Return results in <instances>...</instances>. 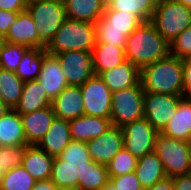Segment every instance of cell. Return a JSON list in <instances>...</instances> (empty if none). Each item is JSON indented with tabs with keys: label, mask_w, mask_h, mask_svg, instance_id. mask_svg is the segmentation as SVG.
Returning a JSON list of instances; mask_svg holds the SVG:
<instances>
[{
	"label": "cell",
	"mask_w": 191,
	"mask_h": 190,
	"mask_svg": "<svg viewBox=\"0 0 191 190\" xmlns=\"http://www.w3.org/2000/svg\"><path fill=\"white\" fill-rule=\"evenodd\" d=\"M101 190H119L117 187L109 181Z\"/></svg>",
	"instance_id": "cell-47"
},
{
	"label": "cell",
	"mask_w": 191,
	"mask_h": 190,
	"mask_svg": "<svg viewBox=\"0 0 191 190\" xmlns=\"http://www.w3.org/2000/svg\"><path fill=\"white\" fill-rule=\"evenodd\" d=\"M90 157L96 163L107 165L124 147L121 127L111 125L104 133L86 142Z\"/></svg>",
	"instance_id": "cell-13"
},
{
	"label": "cell",
	"mask_w": 191,
	"mask_h": 190,
	"mask_svg": "<svg viewBox=\"0 0 191 190\" xmlns=\"http://www.w3.org/2000/svg\"><path fill=\"white\" fill-rule=\"evenodd\" d=\"M144 92L183 96L184 80L182 59L169 54L140 70Z\"/></svg>",
	"instance_id": "cell-2"
},
{
	"label": "cell",
	"mask_w": 191,
	"mask_h": 190,
	"mask_svg": "<svg viewBox=\"0 0 191 190\" xmlns=\"http://www.w3.org/2000/svg\"><path fill=\"white\" fill-rule=\"evenodd\" d=\"M125 57L140 70L170 54V44L150 21L142 22L129 36Z\"/></svg>",
	"instance_id": "cell-1"
},
{
	"label": "cell",
	"mask_w": 191,
	"mask_h": 190,
	"mask_svg": "<svg viewBox=\"0 0 191 190\" xmlns=\"http://www.w3.org/2000/svg\"><path fill=\"white\" fill-rule=\"evenodd\" d=\"M27 0H0V9L13 12H22L27 10Z\"/></svg>",
	"instance_id": "cell-42"
},
{
	"label": "cell",
	"mask_w": 191,
	"mask_h": 190,
	"mask_svg": "<svg viewBox=\"0 0 191 190\" xmlns=\"http://www.w3.org/2000/svg\"><path fill=\"white\" fill-rule=\"evenodd\" d=\"M27 145L21 115L10 109L0 118V147Z\"/></svg>",
	"instance_id": "cell-27"
},
{
	"label": "cell",
	"mask_w": 191,
	"mask_h": 190,
	"mask_svg": "<svg viewBox=\"0 0 191 190\" xmlns=\"http://www.w3.org/2000/svg\"><path fill=\"white\" fill-rule=\"evenodd\" d=\"M90 160L86 142L72 140L58 157H54L50 180L59 189L82 190V173Z\"/></svg>",
	"instance_id": "cell-3"
},
{
	"label": "cell",
	"mask_w": 191,
	"mask_h": 190,
	"mask_svg": "<svg viewBox=\"0 0 191 190\" xmlns=\"http://www.w3.org/2000/svg\"><path fill=\"white\" fill-rule=\"evenodd\" d=\"M7 43L6 38L3 34L0 33V51L4 47V45Z\"/></svg>",
	"instance_id": "cell-48"
},
{
	"label": "cell",
	"mask_w": 191,
	"mask_h": 190,
	"mask_svg": "<svg viewBox=\"0 0 191 190\" xmlns=\"http://www.w3.org/2000/svg\"><path fill=\"white\" fill-rule=\"evenodd\" d=\"M68 85L81 86L95 75L92 52L71 50L55 55Z\"/></svg>",
	"instance_id": "cell-12"
},
{
	"label": "cell",
	"mask_w": 191,
	"mask_h": 190,
	"mask_svg": "<svg viewBox=\"0 0 191 190\" xmlns=\"http://www.w3.org/2000/svg\"><path fill=\"white\" fill-rule=\"evenodd\" d=\"M31 190H60L50 179L36 181Z\"/></svg>",
	"instance_id": "cell-45"
},
{
	"label": "cell",
	"mask_w": 191,
	"mask_h": 190,
	"mask_svg": "<svg viewBox=\"0 0 191 190\" xmlns=\"http://www.w3.org/2000/svg\"><path fill=\"white\" fill-rule=\"evenodd\" d=\"M35 182L36 180L20 165L4 172L0 190H31Z\"/></svg>",
	"instance_id": "cell-33"
},
{
	"label": "cell",
	"mask_w": 191,
	"mask_h": 190,
	"mask_svg": "<svg viewBox=\"0 0 191 190\" xmlns=\"http://www.w3.org/2000/svg\"><path fill=\"white\" fill-rule=\"evenodd\" d=\"M51 103L42 84L35 79L24 82L21 97L14 110L19 115H24L51 106Z\"/></svg>",
	"instance_id": "cell-23"
},
{
	"label": "cell",
	"mask_w": 191,
	"mask_h": 190,
	"mask_svg": "<svg viewBox=\"0 0 191 190\" xmlns=\"http://www.w3.org/2000/svg\"><path fill=\"white\" fill-rule=\"evenodd\" d=\"M55 117L52 106L21 115L27 145H37L49 130Z\"/></svg>",
	"instance_id": "cell-17"
},
{
	"label": "cell",
	"mask_w": 191,
	"mask_h": 190,
	"mask_svg": "<svg viewBox=\"0 0 191 190\" xmlns=\"http://www.w3.org/2000/svg\"><path fill=\"white\" fill-rule=\"evenodd\" d=\"M95 75L113 69L126 61L124 48L108 43H95L92 50Z\"/></svg>",
	"instance_id": "cell-25"
},
{
	"label": "cell",
	"mask_w": 191,
	"mask_h": 190,
	"mask_svg": "<svg viewBox=\"0 0 191 190\" xmlns=\"http://www.w3.org/2000/svg\"><path fill=\"white\" fill-rule=\"evenodd\" d=\"M158 0H106V5L116 11L132 12L143 22L150 21Z\"/></svg>",
	"instance_id": "cell-29"
},
{
	"label": "cell",
	"mask_w": 191,
	"mask_h": 190,
	"mask_svg": "<svg viewBox=\"0 0 191 190\" xmlns=\"http://www.w3.org/2000/svg\"><path fill=\"white\" fill-rule=\"evenodd\" d=\"M60 190H79L78 188L60 189Z\"/></svg>",
	"instance_id": "cell-51"
},
{
	"label": "cell",
	"mask_w": 191,
	"mask_h": 190,
	"mask_svg": "<svg viewBox=\"0 0 191 190\" xmlns=\"http://www.w3.org/2000/svg\"><path fill=\"white\" fill-rule=\"evenodd\" d=\"M27 145L0 147V169L4 172L22 165Z\"/></svg>",
	"instance_id": "cell-37"
},
{
	"label": "cell",
	"mask_w": 191,
	"mask_h": 190,
	"mask_svg": "<svg viewBox=\"0 0 191 190\" xmlns=\"http://www.w3.org/2000/svg\"><path fill=\"white\" fill-rule=\"evenodd\" d=\"M181 95L144 93V117L161 133L177 110Z\"/></svg>",
	"instance_id": "cell-11"
},
{
	"label": "cell",
	"mask_w": 191,
	"mask_h": 190,
	"mask_svg": "<svg viewBox=\"0 0 191 190\" xmlns=\"http://www.w3.org/2000/svg\"><path fill=\"white\" fill-rule=\"evenodd\" d=\"M37 79L51 101L68 86L58 58L46 51L43 53V62Z\"/></svg>",
	"instance_id": "cell-16"
},
{
	"label": "cell",
	"mask_w": 191,
	"mask_h": 190,
	"mask_svg": "<svg viewBox=\"0 0 191 190\" xmlns=\"http://www.w3.org/2000/svg\"><path fill=\"white\" fill-rule=\"evenodd\" d=\"M124 147L137 159L154 151L155 140L159 134L143 117L121 127Z\"/></svg>",
	"instance_id": "cell-9"
},
{
	"label": "cell",
	"mask_w": 191,
	"mask_h": 190,
	"mask_svg": "<svg viewBox=\"0 0 191 190\" xmlns=\"http://www.w3.org/2000/svg\"><path fill=\"white\" fill-rule=\"evenodd\" d=\"M134 30L135 29L96 27L95 43H108L125 49L127 36Z\"/></svg>",
	"instance_id": "cell-35"
},
{
	"label": "cell",
	"mask_w": 191,
	"mask_h": 190,
	"mask_svg": "<svg viewBox=\"0 0 191 190\" xmlns=\"http://www.w3.org/2000/svg\"><path fill=\"white\" fill-rule=\"evenodd\" d=\"M174 190H191V173L172 177Z\"/></svg>",
	"instance_id": "cell-43"
},
{
	"label": "cell",
	"mask_w": 191,
	"mask_h": 190,
	"mask_svg": "<svg viewBox=\"0 0 191 190\" xmlns=\"http://www.w3.org/2000/svg\"><path fill=\"white\" fill-rule=\"evenodd\" d=\"M150 22L170 43L191 25V8L176 0H158Z\"/></svg>",
	"instance_id": "cell-5"
},
{
	"label": "cell",
	"mask_w": 191,
	"mask_h": 190,
	"mask_svg": "<svg viewBox=\"0 0 191 190\" xmlns=\"http://www.w3.org/2000/svg\"><path fill=\"white\" fill-rule=\"evenodd\" d=\"M144 90L141 81L112 93L111 123L114 126L133 122L144 117Z\"/></svg>",
	"instance_id": "cell-8"
},
{
	"label": "cell",
	"mask_w": 191,
	"mask_h": 190,
	"mask_svg": "<svg viewBox=\"0 0 191 190\" xmlns=\"http://www.w3.org/2000/svg\"><path fill=\"white\" fill-rule=\"evenodd\" d=\"M27 10L39 39L47 46L67 18L63 0H31Z\"/></svg>",
	"instance_id": "cell-7"
},
{
	"label": "cell",
	"mask_w": 191,
	"mask_h": 190,
	"mask_svg": "<svg viewBox=\"0 0 191 190\" xmlns=\"http://www.w3.org/2000/svg\"><path fill=\"white\" fill-rule=\"evenodd\" d=\"M24 82L14 71L0 68V100L11 109L18 104Z\"/></svg>",
	"instance_id": "cell-28"
},
{
	"label": "cell",
	"mask_w": 191,
	"mask_h": 190,
	"mask_svg": "<svg viewBox=\"0 0 191 190\" xmlns=\"http://www.w3.org/2000/svg\"><path fill=\"white\" fill-rule=\"evenodd\" d=\"M99 76L113 93L137 85L140 82V69L126 60L111 70L101 72Z\"/></svg>",
	"instance_id": "cell-22"
},
{
	"label": "cell",
	"mask_w": 191,
	"mask_h": 190,
	"mask_svg": "<svg viewBox=\"0 0 191 190\" xmlns=\"http://www.w3.org/2000/svg\"><path fill=\"white\" fill-rule=\"evenodd\" d=\"M176 1H178L181 4H183L186 7L191 8V0H176Z\"/></svg>",
	"instance_id": "cell-49"
},
{
	"label": "cell",
	"mask_w": 191,
	"mask_h": 190,
	"mask_svg": "<svg viewBox=\"0 0 191 190\" xmlns=\"http://www.w3.org/2000/svg\"><path fill=\"white\" fill-rule=\"evenodd\" d=\"M71 141L69 121L55 117L37 146L48 155L58 157Z\"/></svg>",
	"instance_id": "cell-18"
},
{
	"label": "cell",
	"mask_w": 191,
	"mask_h": 190,
	"mask_svg": "<svg viewBox=\"0 0 191 190\" xmlns=\"http://www.w3.org/2000/svg\"><path fill=\"white\" fill-rule=\"evenodd\" d=\"M51 106L57 118L67 121L85 115L80 86L68 85L52 100Z\"/></svg>",
	"instance_id": "cell-15"
},
{
	"label": "cell",
	"mask_w": 191,
	"mask_h": 190,
	"mask_svg": "<svg viewBox=\"0 0 191 190\" xmlns=\"http://www.w3.org/2000/svg\"><path fill=\"white\" fill-rule=\"evenodd\" d=\"M111 125V119L87 115L69 121L72 140L81 142L100 136Z\"/></svg>",
	"instance_id": "cell-19"
},
{
	"label": "cell",
	"mask_w": 191,
	"mask_h": 190,
	"mask_svg": "<svg viewBox=\"0 0 191 190\" xmlns=\"http://www.w3.org/2000/svg\"><path fill=\"white\" fill-rule=\"evenodd\" d=\"M3 175H4V171L0 169V185H1Z\"/></svg>",
	"instance_id": "cell-50"
},
{
	"label": "cell",
	"mask_w": 191,
	"mask_h": 190,
	"mask_svg": "<svg viewBox=\"0 0 191 190\" xmlns=\"http://www.w3.org/2000/svg\"><path fill=\"white\" fill-rule=\"evenodd\" d=\"M137 158L123 147L107 164L109 176L124 175L135 172Z\"/></svg>",
	"instance_id": "cell-34"
},
{
	"label": "cell",
	"mask_w": 191,
	"mask_h": 190,
	"mask_svg": "<svg viewBox=\"0 0 191 190\" xmlns=\"http://www.w3.org/2000/svg\"><path fill=\"white\" fill-rule=\"evenodd\" d=\"M11 108L0 100V118H2Z\"/></svg>",
	"instance_id": "cell-46"
},
{
	"label": "cell",
	"mask_w": 191,
	"mask_h": 190,
	"mask_svg": "<svg viewBox=\"0 0 191 190\" xmlns=\"http://www.w3.org/2000/svg\"><path fill=\"white\" fill-rule=\"evenodd\" d=\"M184 90L183 97L191 99V58L182 59Z\"/></svg>",
	"instance_id": "cell-40"
},
{
	"label": "cell",
	"mask_w": 191,
	"mask_h": 190,
	"mask_svg": "<svg viewBox=\"0 0 191 190\" xmlns=\"http://www.w3.org/2000/svg\"><path fill=\"white\" fill-rule=\"evenodd\" d=\"M154 152L160 158L167 177L191 173V142L172 139L159 133Z\"/></svg>",
	"instance_id": "cell-6"
},
{
	"label": "cell",
	"mask_w": 191,
	"mask_h": 190,
	"mask_svg": "<svg viewBox=\"0 0 191 190\" xmlns=\"http://www.w3.org/2000/svg\"><path fill=\"white\" fill-rule=\"evenodd\" d=\"M143 21L134 13L110 9L107 5L103 16L95 23L96 27L136 29Z\"/></svg>",
	"instance_id": "cell-31"
},
{
	"label": "cell",
	"mask_w": 191,
	"mask_h": 190,
	"mask_svg": "<svg viewBox=\"0 0 191 190\" xmlns=\"http://www.w3.org/2000/svg\"><path fill=\"white\" fill-rule=\"evenodd\" d=\"M27 49L24 45L6 43L0 51V68L15 72Z\"/></svg>",
	"instance_id": "cell-36"
},
{
	"label": "cell",
	"mask_w": 191,
	"mask_h": 190,
	"mask_svg": "<svg viewBox=\"0 0 191 190\" xmlns=\"http://www.w3.org/2000/svg\"><path fill=\"white\" fill-rule=\"evenodd\" d=\"M45 49L28 48L20 61L15 74L23 81H31L38 78L43 62Z\"/></svg>",
	"instance_id": "cell-30"
},
{
	"label": "cell",
	"mask_w": 191,
	"mask_h": 190,
	"mask_svg": "<svg viewBox=\"0 0 191 190\" xmlns=\"http://www.w3.org/2000/svg\"><path fill=\"white\" fill-rule=\"evenodd\" d=\"M84 111L87 116L110 119L112 92L99 75H94L81 86Z\"/></svg>",
	"instance_id": "cell-10"
},
{
	"label": "cell",
	"mask_w": 191,
	"mask_h": 190,
	"mask_svg": "<svg viewBox=\"0 0 191 190\" xmlns=\"http://www.w3.org/2000/svg\"><path fill=\"white\" fill-rule=\"evenodd\" d=\"M161 134L172 139L191 142V99L183 97L180 100L176 113Z\"/></svg>",
	"instance_id": "cell-20"
},
{
	"label": "cell",
	"mask_w": 191,
	"mask_h": 190,
	"mask_svg": "<svg viewBox=\"0 0 191 190\" xmlns=\"http://www.w3.org/2000/svg\"><path fill=\"white\" fill-rule=\"evenodd\" d=\"M66 17L95 24L104 14L106 0H63Z\"/></svg>",
	"instance_id": "cell-24"
},
{
	"label": "cell",
	"mask_w": 191,
	"mask_h": 190,
	"mask_svg": "<svg viewBox=\"0 0 191 190\" xmlns=\"http://www.w3.org/2000/svg\"><path fill=\"white\" fill-rule=\"evenodd\" d=\"M19 12H13L0 9V33L4 36L7 34L11 24L16 19Z\"/></svg>",
	"instance_id": "cell-41"
},
{
	"label": "cell",
	"mask_w": 191,
	"mask_h": 190,
	"mask_svg": "<svg viewBox=\"0 0 191 190\" xmlns=\"http://www.w3.org/2000/svg\"><path fill=\"white\" fill-rule=\"evenodd\" d=\"M109 181L107 165L96 163L92 159L87 161L82 173V190H101Z\"/></svg>",
	"instance_id": "cell-32"
},
{
	"label": "cell",
	"mask_w": 191,
	"mask_h": 190,
	"mask_svg": "<svg viewBox=\"0 0 191 190\" xmlns=\"http://www.w3.org/2000/svg\"><path fill=\"white\" fill-rule=\"evenodd\" d=\"M95 36V24L66 18L45 50L50 55L71 50L92 52L96 42Z\"/></svg>",
	"instance_id": "cell-4"
},
{
	"label": "cell",
	"mask_w": 191,
	"mask_h": 190,
	"mask_svg": "<svg viewBox=\"0 0 191 190\" xmlns=\"http://www.w3.org/2000/svg\"><path fill=\"white\" fill-rule=\"evenodd\" d=\"M5 38L10 44L24 45L28 48H46V45L39 39L35 23L28 10L18 13Z\"/></svg>",
	"instance_id": "cell-14"
},
{
	"label": "cell",
	"mask_w": 191,
	"mask_h": 190,
	"mask_svg": "<svg viewBox=\"0 0 191 190\" xmlns=\"http://www.w3.org/2000/svg\"><path fill=\"white\" fill-rule=\"evenodd\" d=\"M135 173L144 190L167 178L163 164L154 151L137 159Z\"/></svg>",
	"instance_id": "cell-26"
},
{
	"label": "cell",
	"mask_w": 191,
	"mask_h": 190,
	"mask_svg": "<svg viewBox=\"0 0 191 190\" xmlns=\"http://www.w3.org/2000/svg\"><path fill=\"white\" fill-rule=\"evenodd\" d=\"M53 161L54 157L37 145H27L22 166L36 181H42L50 179Z\"/></svg>",
	"instance_id": "cell-21"
},
{
	"label": "cell",
	"mask_w": 191,
	"mask_h": 190,
	"mask_svg": "<svg viewBox=\"0 0 191 190\" xmlns=\"http://www.w3.org/2000/svg\"><path fill=\"white\" fill-rule=\"evenodd\" d=\"M109 177L110 181L119 190H144L135 172Z\"/></svg>",
	"instance_id": "cell-39"
},
{
	"label": "cell",
	"mask_w": 191,
	"mask_h": 190,
	"mask_svg": "<svg viewBox=\"0 0 191 190\" xmlns=\"http://www.w3.org/2000/svg\"><path fill=\"white\" fill-rule=\"evenodd\" d=\"M146 190H174L173 179L167 177L164 180L155 183L153 186L147 188Z\"/></svg>",
	"instance_id": "cell-44"
},
{
	"label": "cell",
	"mask_w": 191,
	"mask_h": 190,
	"mask_svg": "<svg viewBox=\"0 0 191 190\" xmlns=\"http://www.w3.org/2000/svg\"><path fill=\"white\" fill-rule=\"evenodd\" d=\"M169 44L171 55L180 59L191 58V25Z\"/></svg>",
	"instance_id": "cell-38"
}]
</instances>
